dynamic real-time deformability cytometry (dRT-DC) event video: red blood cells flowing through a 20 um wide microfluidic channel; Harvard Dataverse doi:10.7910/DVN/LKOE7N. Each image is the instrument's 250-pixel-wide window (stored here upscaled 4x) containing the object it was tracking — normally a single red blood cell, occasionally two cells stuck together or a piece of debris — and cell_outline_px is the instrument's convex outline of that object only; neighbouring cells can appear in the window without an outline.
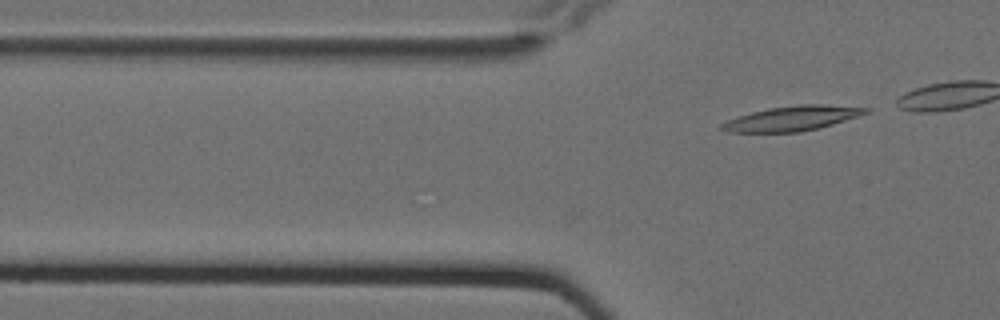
{"species": "Egyptian fruit bat (a non-hibernating species)", "species_latin": "Rousettus aegyptiacus", "temperature_condition": "cold", "stored_images_in_passage": 4, "segment_of_instrument_passage": [2, 2], "camera_frame_rate_fps": 3000, "um_per_image_px": 0.085, "animal": {"sex": "female"}, "frame": {"image": 1, "passage_image": 4, "time_ms": 1.0, "image_size_px": [1000, 320], "cell_outline_px": [[872, 112], [832, 124], [800, 132], [728, 132], [720, 128], [720, 124], [728, 120], [752, 112], [768, 108], [800, 104], [820, 104], [872, 108]], "centroid_in_image_um": [67.37, 10.05], "position_along_channel_um": 58.4, "area_um2": 20.63}}